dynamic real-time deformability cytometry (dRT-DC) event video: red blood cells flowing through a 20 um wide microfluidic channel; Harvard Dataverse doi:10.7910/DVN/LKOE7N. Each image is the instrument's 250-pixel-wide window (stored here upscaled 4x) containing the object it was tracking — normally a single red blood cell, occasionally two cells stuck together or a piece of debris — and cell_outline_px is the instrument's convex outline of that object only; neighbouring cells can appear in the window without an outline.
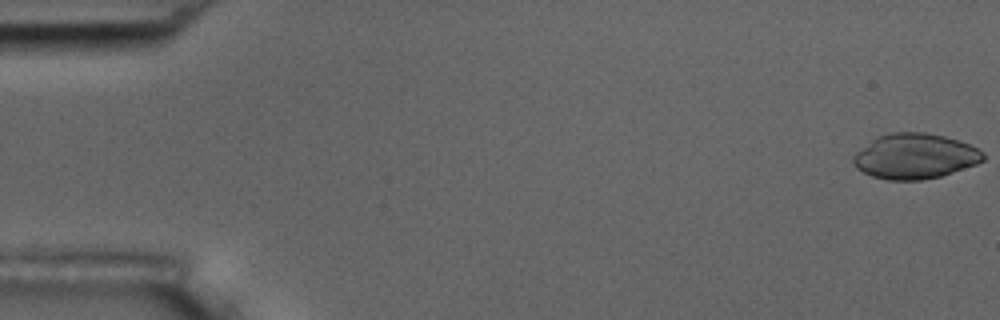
{"species": "common noctule bat (a hibernating species)", "species_latin": "Nyctalus noctula", "temperature_condition": "room temperature", "stored_images_in_passage": 8, "camera_frame_rate_fps": 3000, "um_per_image_px": 0.085, "animal": {"sex": "male", "body_mass_g": 17.5, "forearm_length_mm": 52.3}, "frame": {"image": 1, "passage_image": 1, "time_ms": 0.0, "image_size_px": [1000, 320], "cell_outline_px": [[984, 160], [976, 164], [940, 176], [920, 180], [888, 180], [872, 176], [856, 168], [852, 164], [852, 156], [856, 152], [876, 136], [892, 132], [924, 132], [944, 136], [968, 144], [984, 152]], "centroid_in_image_um": [77.73, 13.27], "position_along_channel_um": 7.3, "area_um2": 34.16}}